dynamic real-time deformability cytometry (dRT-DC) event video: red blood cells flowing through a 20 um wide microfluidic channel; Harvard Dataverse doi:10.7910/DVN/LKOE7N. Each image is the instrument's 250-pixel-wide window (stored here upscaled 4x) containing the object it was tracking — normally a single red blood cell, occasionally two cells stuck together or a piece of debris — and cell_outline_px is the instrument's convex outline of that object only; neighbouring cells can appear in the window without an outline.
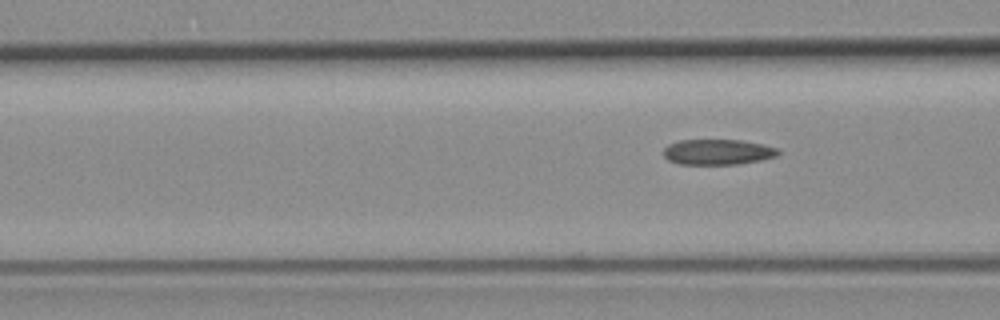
{"species": "common noctule bat (a hibernating species)", "species_latin": "Nyctalus noctula", "temperature_condition": "room temperature", "stored_images_in_passage": 9, "camera_frame_rate_fps": 3000, "um_per_image_px": 0.085, "animal": {"sex": "female", "body_mass_g": 19.3, "forearm_length_mm": 54.1}, "frame": {"image": 1, "passage_image": 4, "time_ms": 1.0, "image_size_px": [1000, 320], "cell_outline_px": [[780, 152], [776, 156], [760, 160], [736, 164], [676, 164], [668, 160], [664, 156], [664, 148], [668, 144], [680, 140], [740, 140], [760, 144], [776, 148]], "centroid_in_image_um": [60.95, 12.92], "position_along_channel_um": 105.6, "area_um2": 16.88}}
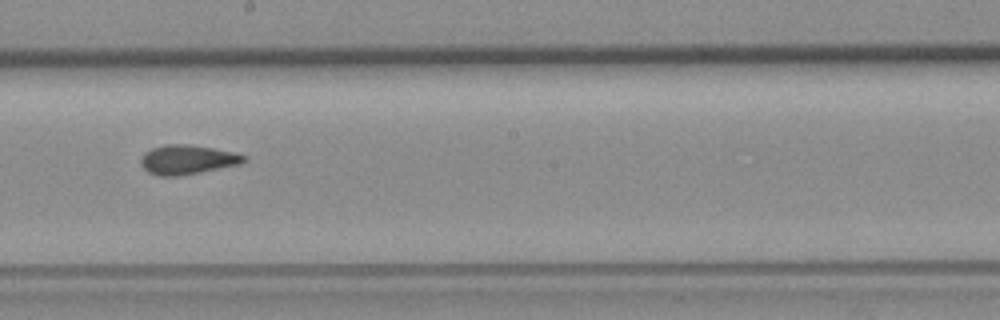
{"frame": {"image": 2, "passage_image": 7, "time_ms": 2.0, "image_size_px": [1000, 320], "cell_outline_px": [[248, 160], [240, 164], [180, 176], [160, 176], [148, 172], [144, 168], [140, 160], [144, 152], [152, 148], [164, 144], [188, 144], [236, 152], [248, 156]], "centroid_in_image_um": [15.95, 13.56], "position_along_channel_um": 232.2, "area_um2": 17.74}}
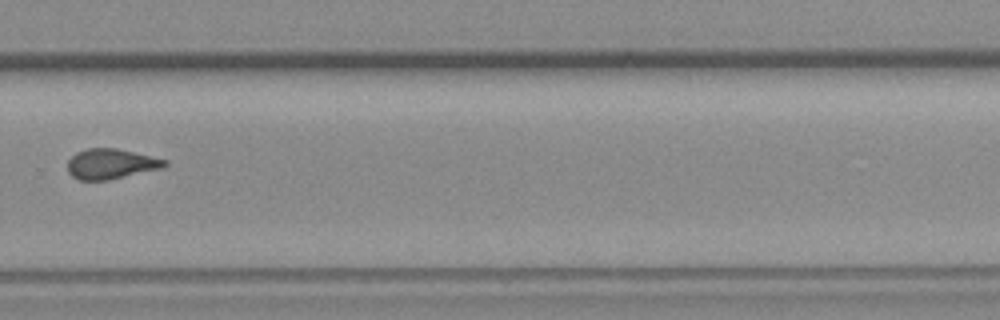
{"frame": {"image": 3, "passage_image": 9, "time_ms": 2.667, "image_size_px": [1000, 320], "cell_outline_px": [[168, 164], [164, 168], [108, 180], [80, 180], [72, 176], [68, 172], [68, 160], [76, 152], [88, 148], [116, 148], [168, 160]], "centroid_in_image_um": [9.44, 13.93], "position_along_channel_um": 320.4, "area_um2": 17.11}}